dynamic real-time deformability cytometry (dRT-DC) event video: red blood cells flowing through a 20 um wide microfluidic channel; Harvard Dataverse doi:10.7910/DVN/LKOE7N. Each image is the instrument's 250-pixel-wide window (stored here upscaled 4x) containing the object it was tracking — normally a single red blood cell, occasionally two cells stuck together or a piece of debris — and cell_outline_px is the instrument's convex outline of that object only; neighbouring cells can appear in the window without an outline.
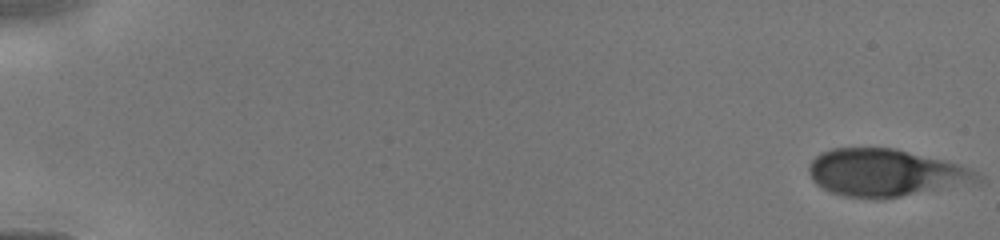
{"species": "human", "species_latin": "Homo sapiens", "temperature_condition": "cold", "stored_images_in_passage": 10, "camera_frame_rate_fps": 3000, "um_per_image_px": 0.085, "donor": {"sex": "male"}, "frame": {"image": 1, "passage_image": 1, "time_ms": 0.0, "image_size_px": [1000, 240], "cell_outline_px": [[984, 180], [980, 184], [884, 200], [872, 200], [844, 196], [832, 192], [816, 184], [812, 180], [808, 172], [808, 164], [820, 152], [832, 148], [896, 148], [960, 164], [972, 168], [980, 172]], "centroid_in_image_um": [75.39, 14.72], "position_along_channel_um": 9.6, "area_um2": 48.15}}
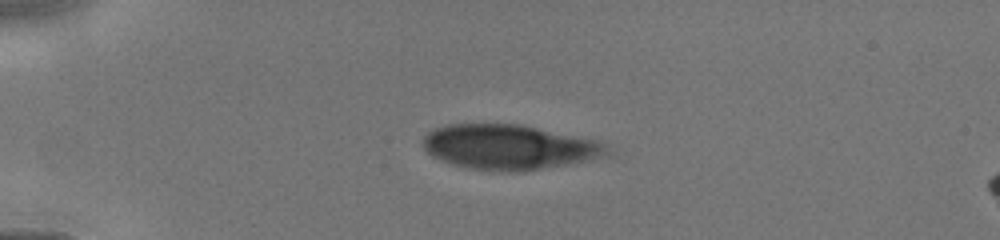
{"frame": {"image": 2, "passage_image": 7, "time_ms": 3.667, "image_size_px": [1000, 240], "cell_outline_px": [[612, 148], [608, 156], [568, 164], [524, 172], [516, 172], [468, 168], [452, 164], [440, 160], [432, 156], [420, 144], [424, 136], [432, 128], [448, 124], [520, 124], [600, 140]], "centroid_in_image_um": [43.31, 12.49], "position_along_channel_um": 41.7, "area_um2": 48.78}}
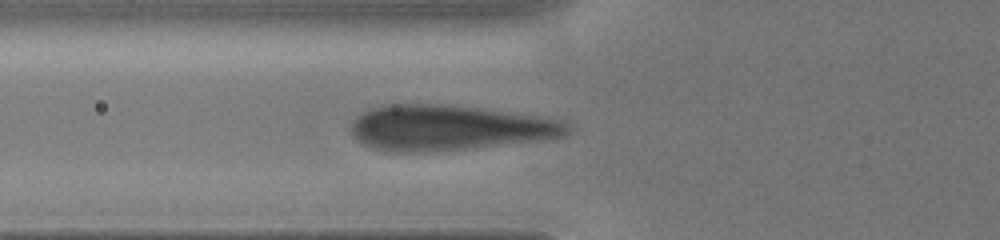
{"frame": {"image": 3, "passage_image": 10, "time_ms": 5.667, "image_size_px": [1000, 240], "cell_outline_px": [[572, 132], [568, 136], [464, 148], [424, 152], [388, 152], [372, 148], [360, 144], [352, 136], [352, 120], [360, 112], [368, 108], [384, 104], [448, 104], [480, 108], [568, 120], [572, 124]], "centroid_in_image_um": [38.13, 10.84], "position_along_channel_um": 87.7, "area_um2": 57.63}}